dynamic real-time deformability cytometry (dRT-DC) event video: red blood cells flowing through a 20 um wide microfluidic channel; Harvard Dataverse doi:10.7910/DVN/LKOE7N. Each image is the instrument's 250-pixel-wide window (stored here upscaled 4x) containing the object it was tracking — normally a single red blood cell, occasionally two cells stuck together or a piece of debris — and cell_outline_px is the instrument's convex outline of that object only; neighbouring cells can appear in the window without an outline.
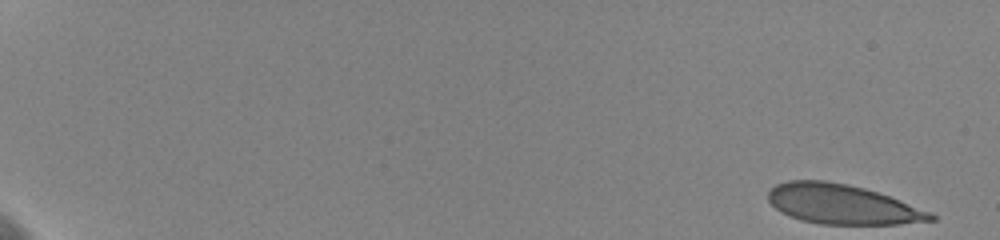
{"species": "human", "species_latin": "Homo sapiens", "temperature_condition": "cold", "stored_images_in_passage": 57, "camera_frame_rate_fps": 3000, "um_per_image_px": 0.085, "donor": {"sex": "female"}, "frame": {"image": 1, "passage_image": 1, "time_ms": 0.0, "image_size_px": [1000, 240], "cell_outline_px": [[936, 220], [900, 224], [820, 224], [800, 220], [788, 216], [780, 212], [768, 200], [768, 192], [776, 184], [788, 180], [824, 180], [848, 184], [864, 188], [888, 196], [932, 212], [936, 216]], "centroid_in_image_um": [71.57, 17.37], "position_along_channel_um": 13.4, "area_um2": 37.57}}
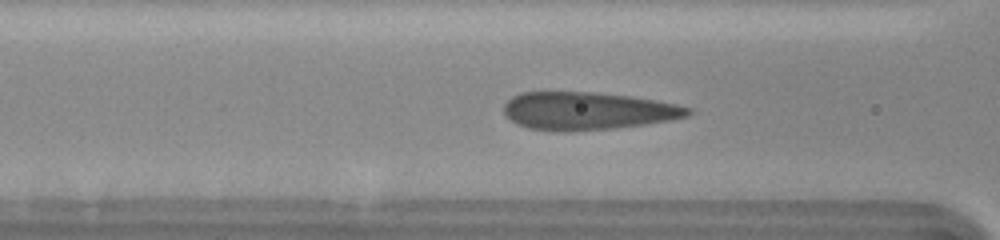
{"frame": {"image": 2, "passage_image": 26, "time_ms": 8.333, "image_size_px": [1000, 240], "cell_outline_px": [[692, 112], [688, 116], [672, 120], [616, 128], [572, 132], [564, 132], [528, 128], [516, 124], [504, 112], [504, 104], [512, 96], [520, 92], [592, 92], [632, 96], [656, 100], [676, 104], [692, 108]], "centroid_in_image_um": [49.96, 9.43], "position_along_channel_um": 116.6, "area_um2": 40.81}}
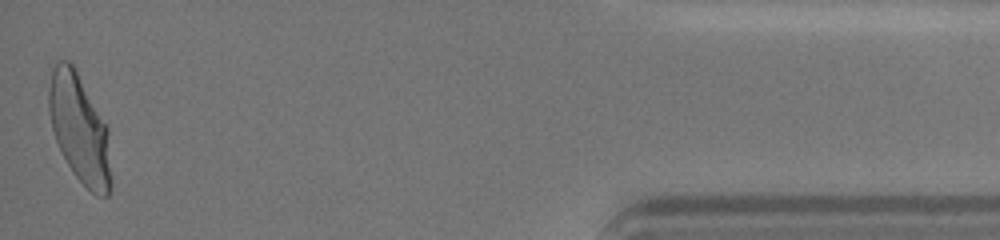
{"frame": {"image": 3, "passage_image": 57, "time_ms": 18.667, "image_size_px": [1000, 240], "cell_outline_px": [[112, 192], [108, 196], [96, 196], [72, 172], [56, 140], [52, 128], [48, 112], [48, 88], [52, 68], [56, 60], [68, 60], [72, 64], [108, 128], [112, 180]], "centroid_in_image_um": [6.76, 10.97], "position_along_channel_um": 428.4, "area_um2": 39.36}, "authors_computed_cell_mechanics": {"area_um2": 39.593, "velocity_mm_per_s": 3.5853, "shape_relaxation_time_tau1_ms": 6.2176, "shape_relaxation_time_tau2_ms": null, "deformation_change_tau1": 0.2078, "deformation_change_tau2": null}}